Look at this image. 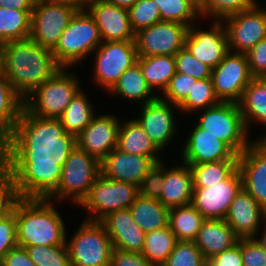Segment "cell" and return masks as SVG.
Here are the masks:
<instances>
[{
    "instance_id": "cell-56",
    "label": "cell",
    "mask_w": 266,
    "mask_h": 266,
    "mask_svg": "<svg viewBox=\"0 0 266 266\" xmlns=\"http://www.w3.org/2000/svg\"><path fill=\"white\" fill-rule=\"evenodd\" d=\"M54 1L71 4L77 7L78 9H86L92 0H54Z\"/></svg>"
},
{
    "instance_id": "cell-11",
    "label": "cell",
    "mask_w": 266,
    "mask_h": 266,
    "mask_svg": "<svg viewBox=\"0 0 266 266\" xmlns=\"http://www.w3.org/2000/svg\"><path fill=\"white\" fill-rule=\"evenodd\" d=\"M258 2L246 11L222 20L227 33L229 51L247 53L259 41L266 38V10Z\"/></svg>"
},
{
    "instance_id": "cell-10",
    "label": "cell",
    "mask_w": 266,
    "mask_h": 266,
    "mask_svg": "<svg viewBox=\"0 0 266 266\" xmlns=\"http://www.w3.org/2000/svg\"><path fill=\"white\" fill-rule=\"evenodd\" d=\"M78 10L63 2L37 0L31 15L30 38L41 47L53 50Z\"/></svg>"
},
{
    "instance_id": "cell-40",
    "label": "cell",
    "mask_w": 266,
    "mask_h": 266,
    "mask_svg": "<svg viewBox=\"0 0 266 266\" xmlns=\"http://www.w3.org/2000/svg\"><path fill=\"white\" fill-rule=\"evenodd\" d=\"M258 2V0H206L199 14L203 20L222 21L228 16L251 9Z\"/></svg>"
},
{
    "instance_id": "cell-32",
    "label": "cell",
    "mask_w": 266,
    "mask_h": 266,
    "mask_svg": "<svg viewBox=\"0 0 266 266\" xmlns=\"http://www.w3.org/2000/svg\"><path fill=\"white\" fill-rule=\"evenodd\" d=\"M137 63L143 72L147 84L160 97L176 73L174 55L138 57Z\"/></svg>"
},
{
    "instance_id": "cell-18",
    "label": "cell",
    "mask_w": 266,
    "mask_h": 266,
    "mask_svg": "<svg viewBox=\"0 0 266 266\" xmlns=\"http://www.w3.org/2000/svg\"><path fill=\"white\" fill-rule=\"evenodd\" d=\"M188 130V136L180 146L179 160L188 164L195 165L204 162H216L221 160H238L237 155L226 143L217 139L196 123ZM190 131V132H189Z\"/></svg>"
},
{
    "instance_id": "cell-12",
    "label": "cell",
    "mask_w": 266,
    "mask_h": 266,
    "mask_svg": "<svg viewBox=\"0 0 266 266\" xmlns=\"http://www.w3.org/2000/svg\"><path fill=\"white\" fill-rule=\"evenodd\" d=\"M252 79L246 54L243 53L229 51L211 70L214 93L221 102L238 103Z\"/></svg>"
},
{
    "instance_id": "cell-14",
    "label": "cell",
    "mask_w": 266,
    "mask_h": 266,
    "mask_svg": "<svg viewBox=\"0 0 266 266\" xmlns=\"http://www.w3.org/2000/svg\"><path fill=\"white\" fill-rule=\"evenodd\" d=\"M188 26L161 21L135 33L138 57L175 55L185 45Z\"/></svg>"
},
{
    "instance_id": "cell-57",
    "label": "cell",
    "mask_w": 266,
    "mask_h": 266,
    "mask_svg": "<svg viewBox=\"0 0 266 266\" xmlns=\"http://www.w3.org/2000/svg\"><path fill=\"white\" fill-rule=\"evenodd\" d=\"M109 3L114 4L120 8L129 9L133 6L138 0H107Z\"/></svg>"
},
{
    "instance_id": "cell-49",
    "label": "cell",
    "mask_w": 266,
    "mask_h": 266,
    "mask_svg": "<svg viewBox=\"0 0 266 266\" xmlns=\"http://www.w3.org/2000/svg\"><path fill=\"white\" fill-rule=\"evenodd\" d=\"M243 266H266V252L254 238H240Z\"/></svg>"
},
{
    "instance_id": "cell-45",
    "label": "cell",
    "mask_w": 266,
    "mask_h": 266,
    "mask_svg": "<svg viewBox=\"0 0 266 266\" xmlns=\"http://www.w3.org/2000/svg\"><path fill=\"white\" fill-rule=\"evenodd\" d=\"M176 72L196 79L211 78V68L191 55L184 46L175 55Z\"/></svg>"
},
{
    "instance_id": "cell-51",
    "label": "cell",
    "mask_w": 266,
    "mask_h": 266,
    "mask_svg": "<svg viewBox=\"0 0 266 266\" xmlns=\"http://www.w3.org/2000/svg\"><path fill=\"white\" fill-rule=\"evenodd\" d=\"M109 266H156L151 264L141 253L126 252L114 248Z\"/></svg>"
},
{
    "instance_id": "cell-34",
    "label": "cell",
    "mask_w": 266,
    "mask_h": 266,
    "mask_svg": "<svg viewBox=\"0 0 266 266\" xmlns=\"http://www.w3.org/2000/svg\"><path fill=\"white\" fill-rule=\"evenodd\" d=\"M204 221L205 218L192 204L169 210L168 227L177 241H194Z\"/></svg>"
},
{
    "instance_id": "cell-42",
    "label": "cell",
    "mask_w": 266,
    "mask_h": 266,
    "mask_svg": "<svg viewBox=\"0 0 266 266\" xmlns=\"http://www.w3.org/2000/svg\"><path fill=\"white\" fill-rule=\"evenodd\" d=\"M25 249L36 266H71L66 243L60 246H27Z\"/></svg>"
},
{
    "instance_id": "cell-29",
    "label": "cell",
    "mask_w": 266,
    "mask_h": 266,
    "mask_svg": "<svg viewBox=\"0 0 266 266\" xmlns=\"http://www.w3.org/2000/svg\"><path fill=\"white\" fill-rule=\"evenodd\" d=\"M107 93L110 96L118 97L117 99H123V101H134L137 104L140 102L138 106L152 102L158 98L147 84L138 63L125 70Z\"/></svg>"
},
{
    "instance_id": "cell-44",
    "label": "cell",
    "mask_w": 266,
    "mask_h": 266,
    "mask_svg": "<svg viewBox=\"0 0 266 266\" xmlns=\"http://www.w3.org/2000/svg\"><path fill=\"white\" fill-rule=\"evenodd\" d=\"M132 30L137 31L161 22L158 5L153 0H138L128 9Z\"/></svg>"
},
{
    "instance_id": "cell-6",
    "label": "cell",
    "mask_w": 266,
    "mask_h": 266,
    "mask_svg": "<svg viewBox=\"0 0 266 266\" xmlns=\"http://www.w3.org/2000/svg\"><path fill=\"white\" fill-rule=\"evenodd\" d=\"M195 114L194 119L198 117L194 122L201 129L226 143L237 155L254 141L245 126L238 103L220 101Z\"/></svg>"
},
{
    "instance_id": "cell-61",
    "label": "cell",
    "mask_w": 266,
    "mask_h": 266,
    "mask_svg": "<svg viewBox=\"0 0 266 266\" xmlns=\"http://www.w3.org/2000/svg\"><path fill=\"white\" fill-rule=\"evenodd\" d=\"M266 2V1H265ZM266 10V3L262 6Z\"/></svg>"
},
{
    "instance_id": "cell-54",
    "label": "cell",
    "mask_w": 266,
    "mask_h": 266,
    "mask_svg": "<svg viewBox=\"0 0 266 266\" xmlns=\"http://www.w3.org/2000/svg\"><path fill=\"white\" fill-rule=\"evenodd\" d=\"M36 0H0V7L32 12Z\"/></svg>"
},
{
    "instance_id": "cell-47",
    "label": "cell",
    "mask_w": 266,
    "mask_h": 266,
    "mask_svg": "<svg viewBox=\"0 0 266 266\" xmlns=\"http://www.w3.org/2000/svg\"><path fill=\"white\" fill-rule=\"evenodd\" d=\"M164 183V160L156 163L143 178L139 186V195L145 198L159 199Z\"/></svg>"
},
{
    "instance_id": "cell-5",
    "label": "cell",
    "mask_w": 266,
    "mask_h": 266,
    "mask_svg": "<svg viewBox=\"0 0 266 266\" xmlns=\"http://www.w3.org/2000/svg\"><path fill=\"white\" fill-rule=\"evenodd\" d=\"M102 43L99 28L86 9H79L52 50L61 68H74ZM87 58V59H86Z\"/></svg>"
},
{
    "instance_id": "cell-1",
    "label": "cell",
    "mask_w": 266,
    "mask_h": 266,
    "mask_svg": "<svg viewBox=\"0 0 266 266\" xmlns=\"http://www.w3.org/2000/svg\"><path fill=\"white\" fill-rule=\"evenodd\" d=\"M30 169L31 184L46 198L78 206L101 174V162L73 141L33 143Z\"/></svg>"
},
{
    "instance_id": "cell-28",
    "label": "cell",
    "mask_w": 266,
    "mask_h": 266,
    "mask_svg": "<svg viewBox=\"0 0 266 266\" xmlns=\"http://www.w3.org/2000/svg\"><path fill=\"white\" fill-rule=\"evenodd\" d=\"M117 149L126 154L148 156L155 163L165 158L160 155L163 153L154 145L135 118L121 120Z\"/></svg>"
},
{
    "instance_id": "cell-30",
    "label": "cell",
    "mask_w": 266,
    "mask_h": 266,
    "mask_svg": "<svg viewBox=\"0 0 266 266\" xmlns=\"http://www.w3.org/2000/svg\"><path fill=\"white\" fill-rule=\"evenodd\" d=\"M238 105L249 134L254 124L266 128V78H253L243 91ZM262 133L266 135V132Z\"/></svg>"
},
{
    "instance_id": "cell-8",
    "label": "cell",
    "mask_w": 266,
    "mask_h": 266,
    "mask_svg": "<svg viewBox=\"0 0 266 266\" xmlns=\"http://www.w3.org/2000/svg\"><path fill=\"white\" fill-rule=\"evenodd\" d=\"M138 196V186L100 174L78 208L88 214L84 219L101 221L114 211L129 209Z\"/></svg>"
},
{
    "instance_id": "cell-35",
    "label": "cell",
    "mask_w": 266,
    "mask_h": 266,
    "mask_svg": "<svg viewBox=\"0 0 266 266\" xmlns=\"http://www.w3.org/2000/svg\"><path fill=\"white\" fill-rule=\"evenodd\" d=\"M32 12L0 7V45L30 38Z\"/></svg>"
},
{
    "instance_id": "cell-52",
    "label": "cell",
    "mask_w": 266,
    "mask_h": 266,
    "mask_svg": "<svg viewBox=\"0 0 266 266\" xmlns=\"http://www.w3.org/2000/svg\"><path fill=\"white\" fill-rule=\"evenodd\" d=\"M207 266H243L240 239L232 248L215 255L207 261Z\"/></svg>"
},
{
    "instance_id": "cell-23",
    "label": "cell",
    "mask_w": 266,
    "mask_h": 266,
    "mask_svg": "<svg viewBox=\"0 0 266 266\" xmlns=\"http://www.w3.org/2000/svg\"><path fill=\"white\" fill-rule=\"evenodd\" d=\"M155 164L148 156L126 154L115 148L101 161V174L109 179L139 187Z\"/></svg>"
},
{
    "instance_id": "cell-16",
    "label": "cell",
    "mask_w": 266,
    "mask_h": 266,
    "mask_svg": "<svg viewBox=\"0 0 266 266\" xmlns=\"http://www.w3.org/2000/svg\"><path fill=\"white\" fill-rule=\"evenodd\" d=\"M86 90L81 89L68 104L62 116L35 143L74 141L89 125L97 109ZM87 94V95H86Z\"/></svg>"
},
{
    "instance_id": "cell-36",
    "label": "cell",
    "mask_w": 266,
    "mask_h": 266,
    "mask_svg": "<svg viewBox=\"0 0 266 266\" xmlns=\"http://www.w3.org/2000/svg\"><path fill=\"white\" fill-rule=\"evenodd\" d=\"M176 242L175 234L168 226L147 232L141 254L151 264L162 266L174 249Z\"/></svg>"
},
{
    "instance_id": "cell-39",
    "label": "cell",
    "mask_w": 266,
    "mask_h": 266,
    "mask_svg": "<svg viewBox=\"0 0 266 266\" xmlns=\"http://www.w3.org/2000/svg\"><path fill=\"white\" fill-rule=\"evenodd\" d=\"M157 3L161 21L177 22L188 27L200 20L199 11L188 0H153Z\"/></svg>"
},
{
    "instance_id": "cell-46",
    "label": "cell",
    "mask_w": 266,
    "mask_h": 266,
    "mask_svg": "<svg viewBox=\"0 0 266 266\" xmlns=\"http://www.w3.org/2000/svg\"><path fill=\"white\" fill-rule=\"evenodd\" d=\"M196 78L176 72L160 98L163 101L179 106L188 96Z\"/></svg>"
},
{
    "instance_id": "cell-20",
    "label": "cell",
    "mask_w": 266,
    "mask_h": 266,
    "mask_svg": "<svg viewBox=\"0 0 266 266\" xmlns=\"http://www.w3.org/2000/svg\"><path fill=\"white\" fill-rule=\"evenodd\" d=\"M86 10L97 24L102 41H134L127 9L107 0H92Z\"/></svg>"
},
{
    "instance_id": "cell-7",
    "label": "cell",
    "mask_w": 266,
    "mask_h": 266,
    "mask_svg": "<svg viewBox=\"0 0 266 266\" xmlns=\"http://www.w3.org/2000/svg\"><path fill=\"white\" fill-rule=\"evenodd\" d=\"M71 237H66L71 266H109L113 244L100 221L83 219Z\"/></svg>"
},
{
    "instance_id": "cell-9",
    "label": "cell",
    "mask_w": 266,
    "mask_h": 266,
    "mask_svg": "<svg viewBox=\"0 0 266 266\" xmlns=\"http://www.w3.org/2000/svg\"><path fill=\"white\" fill-rule=\"evenodd\" d=\"M91 55L94 56L91 81L106 93L138 58L135 41H102Z\"/></svg>"
},
{
    "instance_id": "cell-53",
    "label": "cell",
    "mask_w": 266,
    "mask_h": 266,
    "mask_svg": "<svg viewBox=\"0 0 266 266\" xmlns=\"http://www.w3.org/2000/svg\"><path fill=\"white\" fill-rule=\"evenodd\" d=\"M0 266H36L30 259L24 247L16 246L10 249L0 262Z\"/></svg>"
},
{
    "instance_id": "cell-38",
    "label": "cell",
    "mask_w": 266,
    "mask_h": 266,
    "mask_svg": "<svg viewBox=\"0 0 266 266\" xmlns=\"http://www.w3.org/2000/svg\"><path fill=\"white\" fill-rule=\"evenodd\" d=\"M211 78L197 79L186 99L178 106L183 116L190 115L219 103Z\"/></svg>"
},
{
    "instance_id": "cell-24",
    "label": "cell",
    "mask_w": 266,
    "mask_h": 266,
    "mask_svg": "<svg viewBox=\"0 0 266 266\" xmlns=\"http://www.w3.org/2000/svg\"><path fill=\"white\" fill-rule=\"evenodd\" d=\"M225 221L240 238H253L266 221V210L243 188L232 201Z\"/></svg>"
},
{
    "instance_id": "cell-25",
    "label": "cell",
    "mask_w": 266,
    "mask_h": 266,
    "mask_svg": "<svg viewBox=\"0 0 266 266\" xmlns=\"http://www.w3.org/2000/svg\"><path fill=\"white\" fill-rule=\"evenodd\" d=\"M100 222L111 238L113 248L141 253L144 247L145 232L134 221L129 209L114 211Z\"/></svg>"
},
{
    "instance_id": "cell-27",
    "label": "cell",
    "mask_w": 266,
    "mask_h": 266,
    "mask_svg": "<svg viewBox=\"0 0 266 266\" xmlns=\"http://www.w3.org/2000/svg\"><path fill=\"white\" fill-rule=\"evenodd\" d=\"M238 239L225 219H205L194 242L208 261L232 248Z\"/></svg>"
},
{
    "instance_id": "cell-48",
    "label": "cell",
    "mask_w": 266,
    "mask_h": 266,
    "mask_svg": "<svg viewBox=\"0 0 266 266\" xmlns=\"http://www.w3.org/2000/svg\"><path fill=\"white\" fill-rule=\"evenodd\" d=\"M17 246L16 216L13 209L0 218V262L5 254Z\"/></svg>"
},
{
    "instance_id": "cell-2",
    "label": "cell",
    "mask_w": 266,
    "mask_h": 266,
    "mask_svg": "<svg viewBox=\"0 0 266 266\" xmlns=\"http://www.w3.org/2000/svg\"><path fill=\"white\" fill-rule=\"evenodd\" d=\"M70 70L59 69L24 99L26 143L30 147L56 123L82 89L80 76Z\"/></svg>"
},
{
    "instance_id": "cell-15",
    "label": "cell",
    "mask_w": 266,
    "mask_h": 266,
    "mask_svg": "<svg viewBox=\"0 0 266 266\" xmlns=\"http://www.w3.org/2000/svg\"><path fill=\"white\" fill-rule=\"evenodd\" d=\"M199 23L188 27L184 46L192 56L214 69L229 52L226 28L218 20H212L208 29Z\"/></svg>"
},
{
    "instance_id": "cell-21",
    "label": "cell",
    "mask_w": 266,
    "mask_h": 266,
    "mask_svg": "<svg viewBox=\"0 0 266 266\" xmlns=\"http://www.w3.org/2000/svg\"><path fill=\"white\" fill-rule=\"evenodd\" d=\"M242 188L266 210V150L254 140L240 155Z\"/></svg>"
},
{
    "instance_id": "cell-22",
    "label": "cell",
    "mask_w": 266,
    "mask_h": 266,
    "mask_svg": "<svg viewBox=\"0 0 266 266\" xmlns=\"http://www.w3.org/2000/svg\"><path fill=\"white\" fill-rule=\"evenodd\" d=\"M31 147L0 122V176H31Z\"/></svg>"
},
{
    "instance_id": "cell-3",
    "label": "cell",
    "mask_w": 266,
    "mask_h": 266,
    "mask_svg": "<svg viewBox=\"0 0 266 266\" xmlns=\"http://www.w3.org/2000/svg\"><path fill=\"white\" fill-rule=\"evenodd\" d=\"M55 204L33 184L22 192L12 208L16 216L18 246H60L66 243L68 229Z\"/></svg>"
},
{
    "instance_id": "cell-33",
    "label": "cell",
    "mask_w": 266,
    "mask_h": 266,
    "mask_svg": "<svg viewBox=\"0 0 266 266\" xmlns=\"http://www.w3.org/2000/svg\"><path fill=\"white\" fill-rule=\"evenodd\" d=\"M129 210L134 221L145 233L168 226L170 209L157 199L139 195Z\"/></svg>"
},
{
    "instance_id": "cell-26",
    "label": "cell",
    "mask_w": 266,
    "mask_h": 266,
    "mask_svg": "<svg viewBox=\"0 0 266 266\" xmlns=\"http://www.w3.org/2000/svg\"><path fill=\"white\" fill-rule=\"evenodd\" d=\"M179 163L167 167L164 161V185L158 200L169 209L192 203V172L188 164Z\"/></svg>"
},
{
    "instance_id": "cell-17",
    "label": "cell",
    "mask_w": 266,
    "mask_h": 266,
    "mask_svg": "<svg viewBox=\"0 0 266 266\" xmlns=\"http://www.w3.org/2000/svg\"><path fill=\"white\" fill-rule=\"evenodd\" d=\"M242 189L238 168L219 184L207 188H193L192 205L205 219H225L232 201Z\"/></svg>"
},
{
    "instance_id": "cell-50",
    "label": "cell",
    "mask_w": 266,
    "mask_h": 266,
    "mask_svg": "<svg viewBox=\"0 0 266 266\" xmlns=\"http://www.w3.org/2000/svg\"><path fill=\"white\" fill-rule=\"evenodd\" d=\"M246 54L253 78H266V38L259 41Z\"/></svg>"
},
{
    "instance_id": "cell-58",
    "label": "cell",
    "mask_w": 266,
    "mask_h": 266,
    "mask_svg": "<svg viewBox=\"0 0 266 266\" xmlns=\"http://www.w3.org/2000/svg\"><path fill=\"white\" fill-rule=\"evenodd\" d=\"M199 12L204 8L206 0H188Z\"/></svg>"
},
{
    "instance_id": "cell-55",
    "label": "cell",
    "mask_w": 266,
    "mask_h": 266,
    "mask_svg": "<svg viewBox=\"0 0 266 266\" xmlns=\"http://www.w3.org/2000/svg\"><path fill=\"white\" fill-rule=\"evenodd\" d=\"M253 238L260 244V246L266 252V221L263 223V226H261V228L258 230V232Z\"/></svg>"
},
{
    "instance_id": "cell-19",
    "label": "cell",
    "mask_w": 266,
    "mask_h": 266,
    "mask_svg": "<svg viewBox=\"0 0 266 266\" xmlns=\"http://www.w3.org/2000/svg\"><path fill=\"white\" fill-rule=\"evenodd\" d=\"M103 113H96L89 125L73 141L100 162L117 148L121 123V118L115 113Z\"/></svg>"
},
{
    "instance_id": "cell-43",
    "label": "cell",
    "mask_w": 266,
    "mask_h": 266,
    "mask_svg": "<svg viewBox=\"0 0 266 266\" xmlns=\"http://www.w3.org/2000/svg\"><path fill=\"white\" fill-rule=\"evenodd\" d=\"M162 266H207V260L194 241H177Z\"/></svg>"
},
{
    "instance_id": "cell-37",
    "label": "cell",
    "mask_w": 266,
    "mask_h": 266,
    "mask_svg": "<svg viewBox=\"0 0 266 266\" xmlns=\"http://www.w3.org/2000/svg\"><path fill=\"white\" fill-rule=\"evenodd\" d=\"M193 176V188H207L226 180L237 168L238 160H221L189 165Z\"/></svg>"
},
{
    "instance_id": "cell-59",
    "label": "cell",
    "mask_w": 266,
    "mask_h": 266,
    "mask_svg": "<svg viewBox=\"0 0 266 266\" xmlns=\"http://www.w3.org/2000/svg\"><path fill=\"white\" fill-rule=\"evenodd\" d=\"M253 137L254 140H256L266 150V135L259 134L258 138H255V136Z\"/></svg>"
},
{
    "instance_id": "cell-4",
    "label": "cell",
    "mask_w": 266,
    "mask_h": 266,
    "mask_svg": "<svg viewBox=\"0 0 266 266\" xmlns=\"http://www.w3.org/2000/svg\"><path fill=\"white\" fill-rule=\"evenodd\" d=\"M59 69L52 50L31 38L1 45V71L23 99Z\"/></svg>"
},
{
    "instance_id": "cell-31",
    "label": "cell",
    "mask_w": 266,
    "mask_h": 266,
    "mask_svg": "<svg viewBox=\"0 0 266 266\" xmlns=\"http://www.w3.org/2000/svg\"><path fill=\"white\" fill-rule=\"evenodd\" d=\"M0 122L11 127L25 142L24 99L0 71Z\"/></svg>"
},
{
    "instance_id": "cell-41",
    "label": "cell",
    "mask_w": 266,
    "mask_h": 266,
    "mask_svg": "<svg viewBox=\"0 0 266 266\" xmlns=\"http://www.w3.org/2000/svg\"><path fill=\"white\" fill-rule=\"evenodd\" d=\"M31 184V176H0V218L6 216L22 192Z\"/></svg>"
},
{
    "instance_id": "cell-13",
    "label": "cell",
    "mask_w": 266,
    "mask_h": 266,
    "mask_svg": "<svg viewBox=\"0 0 266 266\" xmlns=\"http://www.w3.org/2000/svg\"><path fill=\"white\" fill-rule=\"evenodd\" d=\"M177 111H176V110ZM138 116L135 119L142 126L145 133L152 140L154 145L161 151L168 148L178 134L177 116L178 106L163 101L160 97L156 100L143 104L139 108ZM177 113H176V112ZM178 119V120H177ZM173 140V141H172Z\"/></svg>"
},
{
    "instance_id": "cell-60",
    "label": "cell",
    "mask_w": 266,
    "mask_h": 266,
    "mask_svg": "<svg viewBox=\"0 0 266 266\" xmlns=\"http://www.w3.org/2000/svg\"><path fill=\"white\" fill-rule=\"evenodd\" d=\"M0 71H1V45H0Z\"/></svg>"
}]
</instances>
